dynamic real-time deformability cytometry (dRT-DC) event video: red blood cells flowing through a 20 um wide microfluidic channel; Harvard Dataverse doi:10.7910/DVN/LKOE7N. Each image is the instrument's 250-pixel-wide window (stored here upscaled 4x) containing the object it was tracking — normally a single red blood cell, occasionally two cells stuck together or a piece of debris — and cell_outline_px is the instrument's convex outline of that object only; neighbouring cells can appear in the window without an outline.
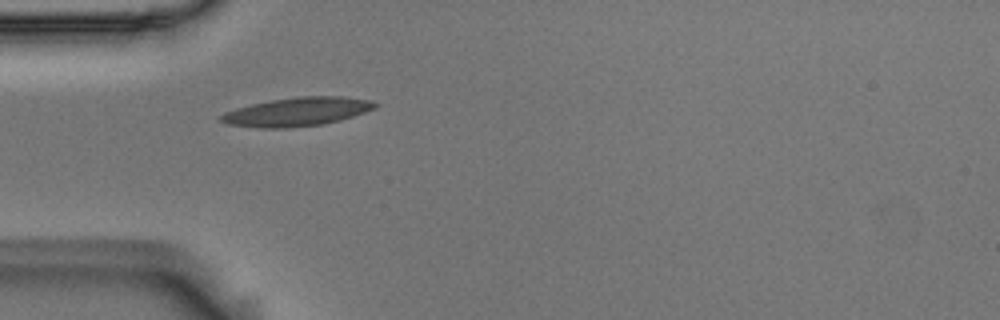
{"species": "Egyptian fruit bat (a non-hibernating species)", "species_latin": "Rousettus aegyptiacus", "temperature_condition": "room temperature", "stored_images_in_passage": 39, "camera_frame_rate_fps": 3000, "um_per_image_px": 0.085, "animal": {"sex": "male"}, "frame": {"image": 1, "passage_image": 1, "time_ms": 0.0, "image_size_px": [1000, 320], "cell_outline_px": [[380, 104], [376, 108], [340, 120], [324, 124], [288, 128], [260, 128], [228, 124], [220, 120], [220, 116], [224, 112], [236, 108], [252, 104], [272, 100], [296, 96], [340, 96], [368, 100]], "centroid_in_image_um": [25.25, 9.5], "position_along_channel_um": 59.7, "area_um2": 25.66}}
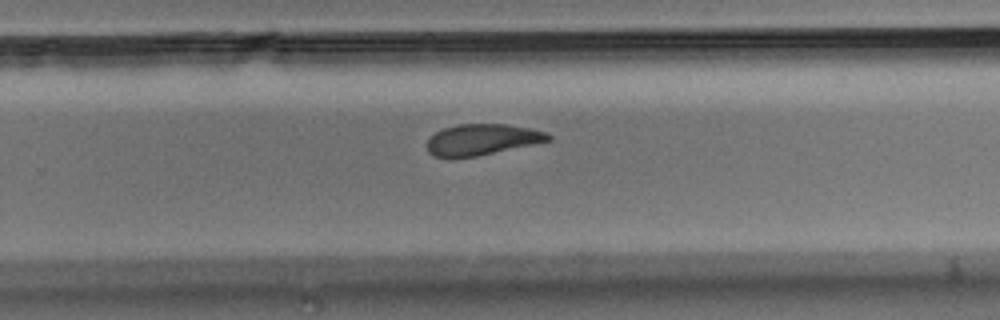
{"frame": {"image": 2, "passage_image": 20, "time_ms": 6.333, "image_size_px": [1000, 320], "cell_outline_px": [[552, 140], [476, 156], [452, 160], [448, 160], [432, 156], [428, 152], [428, 140], [436, 132], [444, 128], [456, 124], [508, 124], [532, 128], [548, 132], [552, 136]], "centroid_in_image_um": [40.96, 11.88], "position_along_channel_um": 288.8, "area_um2": 22.37}}
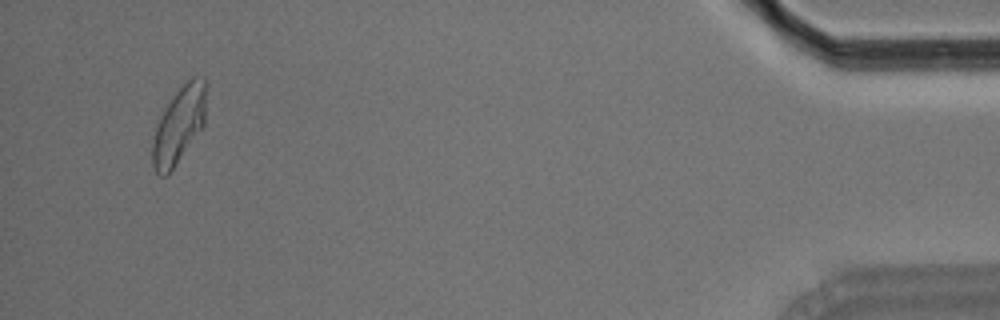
{"frame": {"image": 3, "passage_image": 37, "time_ms": 12.0, "image_size_px": [1000, 320], "cell_outline_px": [[208, 84], [204, 124], [172, 168], [164, 176], [160, 176], [156, 172], [152, 164], [152, 144], [156, 124], [160, 116], [176, 92], [192, 76], [204, 76]], "centroid_in_image_um": [15.24, 10.55], "position_along_channel_um": 420.0, "area_um2": 23.7}, "authors_computed_cell_mechanics": {"area_um2": 23.1778, "velocity_mm_per_s": 3.6483, "shape_relaxation_time_tau1_ms": 6.7524, "shape_relaxation_time_tau2_ms": 4.8646, "deformation_change_tau1": 0.1651, "deformation_change_tau2": 0.1248}}